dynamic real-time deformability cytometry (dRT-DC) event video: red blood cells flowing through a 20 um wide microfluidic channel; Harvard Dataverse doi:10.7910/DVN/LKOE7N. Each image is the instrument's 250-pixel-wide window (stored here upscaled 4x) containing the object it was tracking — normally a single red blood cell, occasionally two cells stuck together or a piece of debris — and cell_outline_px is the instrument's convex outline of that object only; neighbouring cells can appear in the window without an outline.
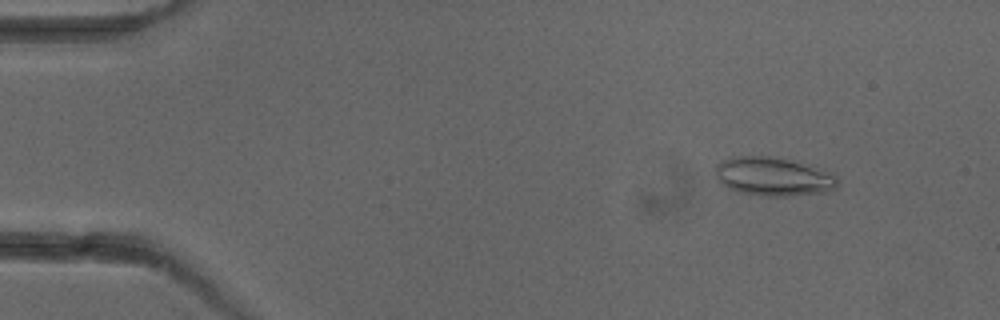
{"species": "common noctule bat (a hibernating species)", "species_latin": "Nyctalus noctula", "temperature_condition": "cold", "stored_images_in_passage": 5, "camera_frame_rate_fps": 3000, "um_per_image_px": 0.085, "animal": {"sex": "female"}, "frame": {"image": 1, "passage_image": 2, "time_ms": 1.0, "image_size_px": [1000, 320], "cell_outline_px": [[840, 180], [836, 188], [824, 192], [792, 196], [764, 196], [736, 192], [720, 184], [716, 176], [716, 164], [724, 160], [740, 156], [768, 156], [788, 160], [836, 172]], "centroid_in_image_um": [65.78, 15.03], "position_along_channel_um": 19.2, "area_um2": 27.8}}